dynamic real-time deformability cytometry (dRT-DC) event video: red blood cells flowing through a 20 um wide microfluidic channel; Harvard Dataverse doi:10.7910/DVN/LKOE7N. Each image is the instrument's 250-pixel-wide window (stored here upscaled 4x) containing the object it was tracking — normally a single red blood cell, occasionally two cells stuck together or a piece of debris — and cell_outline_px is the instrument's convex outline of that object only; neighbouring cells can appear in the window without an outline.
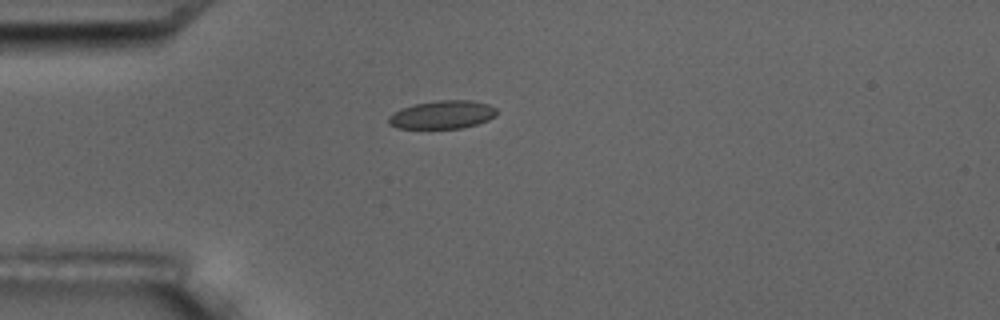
{"species": "common noctule bat (a hibernating species)", "species_latin": "Nyctalus noctula", "temperature_condition": "room temperature", "stored_images_in_passage": 1, "camera_frame_rate_fps": 3000, "um_per_image_px": 0.085, "animal": {"sex": "male", "body_mass_g": 17.5, "forearm_length_mm": 52.3}, "frame": {"image": 1, "passage_image": 1, "time_ms": 0.0, "image_size_px": [1000, 320], "cell_outline_px": [[496, 116], [488, 120], [476, 124], [460, 128], [396, 128], [388, 124], [388, 116], [392, 112], [412, 104], [440, 100], [472, 100], [488, 104], [496, 108]], "centroid_in_image_um": [37.57, 9.74], "position_along_channel_um": 47.4, "area_um2": 17.86}}